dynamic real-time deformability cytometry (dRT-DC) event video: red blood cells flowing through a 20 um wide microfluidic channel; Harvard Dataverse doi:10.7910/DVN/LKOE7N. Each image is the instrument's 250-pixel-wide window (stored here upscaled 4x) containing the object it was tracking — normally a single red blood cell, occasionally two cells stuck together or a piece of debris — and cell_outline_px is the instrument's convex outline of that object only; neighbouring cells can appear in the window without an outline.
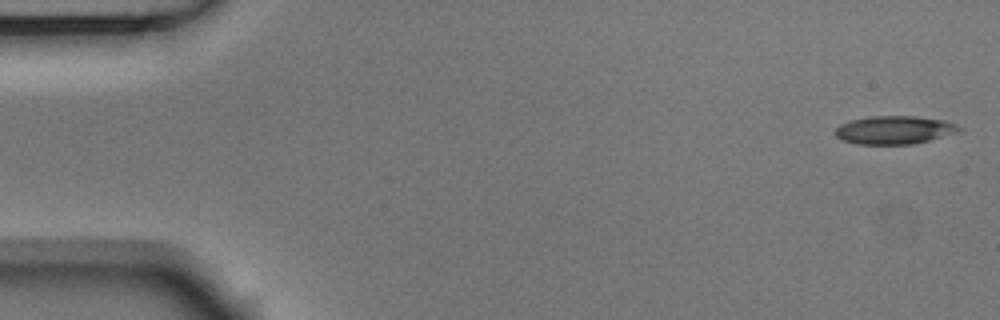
{"species": "Egyptian fruit bat (a non-hibernating species)", "species_latin": "Rousettus aegyptiacus", "temperature_condition": "room temperature", "stored_images_in_passage": 53, "camera_frame_rate_fps": 3000, "um_per_image_px": 0.085, "animal": {"sex": "male"}, "frame": {"image": 1, "passage_image": 1, "time_ms": 0.0, "image_size_px": [1000, 320], "cell_outline_px": [[964, 128], [960, 132], [912, 144], [856, 144], [844, 140], [836, 136], [832, 132], [840, 124], [848, 120], [868, 116], [916, 116], [944, 120], [956, 124]], "centroid_in_image_um": [76.01, 11.04], "position_along_channel_um": 9.0, "area_um2": 20.58}}
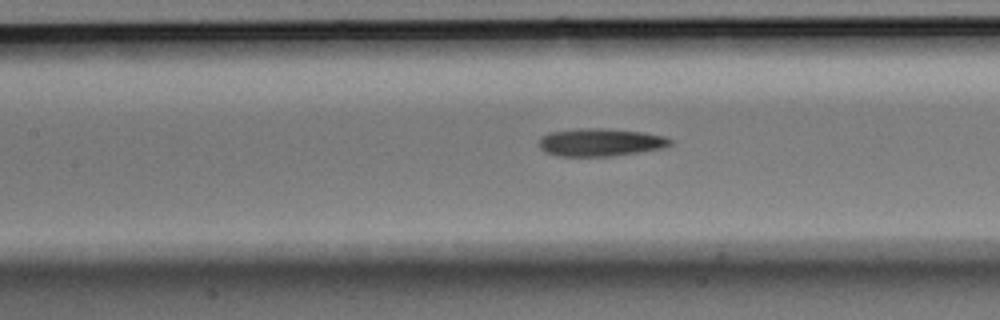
{"frame": {"image": 2, "passage_image": 23, "time_ms": 7.333, "image_size_px": [1000, 320], "cell_outline_px": [[672, 144], [664, 148], [640, 152], [612, 156], [560, 156], [544, 152], [540, 148], [540, 136], [548, 132], [576, 128], [604, 128], [644, 132], [664, 136], [672, 140]], "centroid_in_image_um": [51.03, 12.09], "position_along_channel_um": 156.4, "area_um2": 21.5}}
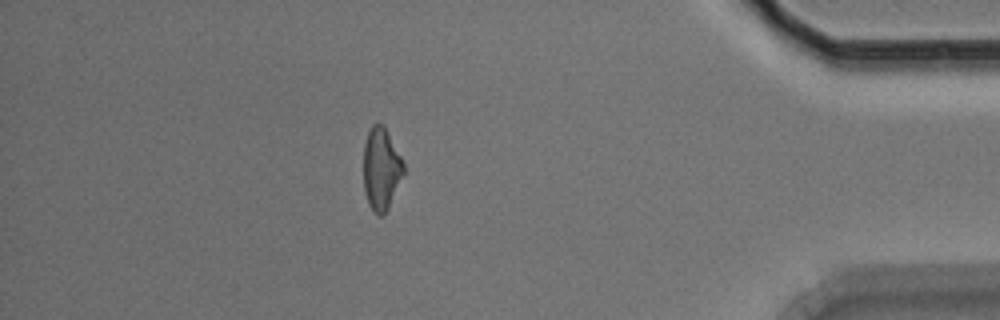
{"frame": {"image": 3, "passage_image": 46, "time_ms": 15.0, "image_size_px": [1000, 320], "cell_outline_px": [[404, 172], [388, 208], [380, 216], [368, 204], [364, 192], [364, 144], [368, 132], [372, 124], [384, 124], [404, 164]], "centroid_in_image_um": [32.39, 14.32], "position_along_channel_um": 402.8, "area_um2": 18.9}, "authors_computed_cell_mechanics": {"area_um2": 20.6924, "velocity_mm_per_s": 3.7655, "shape_relaxation_time_tau1_ms": 4.0125, "shape_relaxation_time_tau2_ms": 5.8391, "deformation_change_tau1": 0.1443, "deformation_change_tau2": 0.169}}